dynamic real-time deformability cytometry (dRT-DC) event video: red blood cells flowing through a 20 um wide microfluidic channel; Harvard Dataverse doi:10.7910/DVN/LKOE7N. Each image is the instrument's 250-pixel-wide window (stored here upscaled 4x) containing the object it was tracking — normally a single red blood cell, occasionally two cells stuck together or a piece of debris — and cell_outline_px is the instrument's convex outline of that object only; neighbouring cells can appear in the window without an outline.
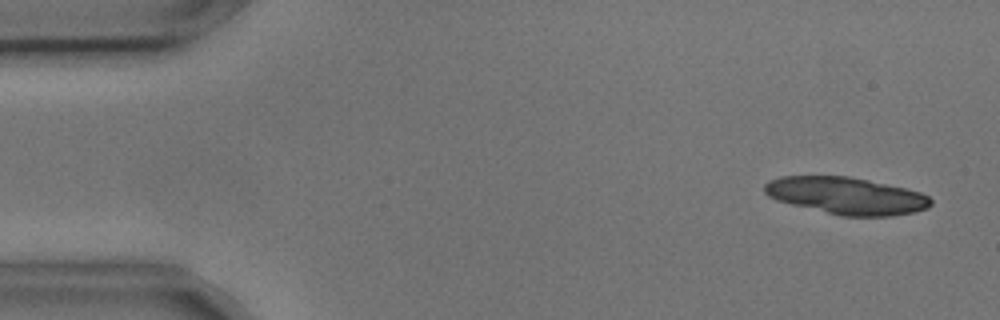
{"species": "common noctule bat (a hibernating species)", "species_latin": "Nyctalus noctula", "temperature_condition": "cold", "stored_images_in_passage": 5, "camera_frame_rate_fps": 3000, "um_per_image_px": 0.085, "animal": {"sex": "male", "body_mass_g": 17.9, "forearm_length_mm": 54.2}, "frame": {"image": 1, "passage_image": 1, "time_ms": 0.0, "image_size_px": [1000, 320], "cell_outline_px": [[932, 204], [928, 208], [912, 212], [892, 216], [840, 216], [776, 200], [768, 196], [764, 192], [764, 184], [768, 180], [780, 176], [848, 176], [868, 180], [904, 188], [920, 192], [928, 196], [932, 200]], "centroid_in_image_um": [71.92, 16.63], "position_along_channel_um": 13.1, "area_um2": 35.89}}